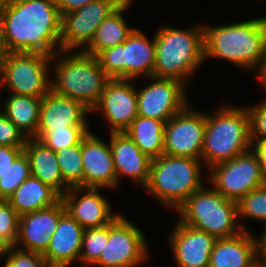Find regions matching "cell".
Returning a JSON list of instances; mask_svg holds the SVG:
<instances>
[{"mask_svg": "<svg viewBox=\"0 0 266 267\" xmlns=\"http://www.w3.org/2000/svg\"><path fill=\"white\" fill-rule=\"evenodd\" d=\"M2 91H3V89H2V87L0 85V95H2V93H1ZM3 104H4L3 100H2V102L0 100V115L3 113Z\"/></svg>", "mask_w": 266, "mask_h": 267, "instance_id": "cell-44", "label": "cell"}, {"mask_svg": "<svg viewBox=\"0 0 266 267\" xmlns=\"http://www.w3.org/2000/svg\"><path fill=\"white\" fill-rule=\"evenodd\" d=\"M189 103L172 116L164 129V154L201 160L206 130V111Z\"/></svg>", "mask_w": 266, "mask_h": 267, "instance_id": "cell-13", "label": "cell"}, {"mask_svg": "<svg viewBox=\"0 0 266 267\" xmlns=\"http://www.w3.org/2000/svg\"><path fill=\"white\" fill-rule=\"evenodd\" d=\"M92 130L82 139L83 187L117 191V176L109 139L104 141Z\"/></svg>", "mask_w": 266, "mask_h": 267, "instance_id": "cell-18", "label": "cell"}, {"mask_svg": "<svg viewBox=\"0 0 266 267\" xmlns=\"http://www.w3.org/2000/svg\"><path fill=\"white\" fill-rule=\"evenodd\" d=\"M51 72V90L81 102L90 111L111 79L96 56L81 51H58L51 57Z\"/></svg>", "mask_w": 266, "mask_h": 267, "instance_id": "cell-6", "label": "cell"}, {"mask_svg": "<svg viewBox=\"0 0 266 267\" xmlns=\"http://www.w3.org/2000/svg\"><path fill=\"white\" fill-rule=\"evenodd\" d=\"M167 234L176 267H209L210 254L217 240L211 234L185 225L177 218Z\"/></svg>", "mask_w": 266, "mask_h": 267, "instance_id": "cell-17", "label": "cell"}, {"mask_svg": "<svg viewBox=\"0 0 266 267\" xmlns=\"http://www.w3.org/2000/svg\"><path fill=\"white\" fill-rule=\"evenodd\" d=\"M109 143L117 176V189L125 176L140 189L148 181L152 159L125 132H110Z\"/></svg>", "mask_w": 266, "mask_h": 267, "instance_id": "cell-21", "label": "cell"}, {"mask_svg": "<svg viewBox=\"0 0 266 267\" xmlns=\"http://www.w3.org/2000/svg\"><path fill=\"white\" fill-rule=\"evenodd\" d=\"M19 215L7 200L0 198V246L15 247L18 237Z\"/></svg>", "mask_w": 266, "mask_h": 267, "instance_id": "cell-34", "label": "cell"}, {"mask_svg": "<svg viewBox=\"0 0 266 267\" xmlns=\"http://www.w3.org/2000/svg\"><path fill=\"white\" fill-rule=\"evenodd\" d=\"M91 130V127H66V129H49L39 140L54 152L78 144Z\"/></svg>", "mask_w": 266, "mask_h": 267, "instance_id": "cell-33", "label": "cell"}, {"mask_svg": "<svg viewBox=\"0 0 266 267\" xmlns=\"http://www.w3.org/2000/svg\"><path fill=\"white\" fill-rule=\"evenodd\" d=\"M109 239V224L84 230L79 263L82 267H92L101 256Z\"/></svg>", "mask_w": 266, "mask_h": 267, "instance_id": "cell-31", "label": "cell"}, {"mask_svg": "<svg viewBox=\"0 0 266 267\" xmlns=\"http://www.w3.org/2000/svg\"><path fill=\"white\" fill-rule=\"evenodd\" d=\"M2 251H3V248L0 246V259L4 260V259H2Z\"/></svg>", "mask_w": 266, "mask_h": 267, "instance_id": "cell-46", "label": "cell"}, {"mask_svg": "<svg viewBox=\"0 0 266 267\" xmlns=\"http://www.w3.org/2000/svg\"><path fill=\"white\" fill-rule=\"evenodd\" d=\"M63 180L70 187H83L82 140L56 152Z\"/></svg>", "mask_w": 266, "mask_h": 267, "instance_id": "cell-29", "label": "cell"}, {"mask_svg": "<svg viewBox=\"0 0 266 267\" xmlns=\"http://www.w3.org/2000/svg\"><path fill=\"white\" fill-rule=\"evenodd\" d=\"M27 137L7 116L0 115V145L24 148Z\"/></svg>", "mask_w": 266, "mask_h": 267, "instance_id": "cell-37", "label": "cell"}, {"mask_svg": "<svg viewBox=\"0 0 266 267\" xmlns=\"http://www.w3.org/2000/svg\"><path fill=\"white\" fill-rule=\"evenodd\" d=\"M175 213L180 222L216 239L230 238L243 231L237 202L225 198L209 183L193 192Z\"/></svg>", "mask_w": 266, "mask_h": 267, "instance_id": "cell-7", "label": "cell"}, {"mask_svg": "<svg viewBox=\"0 0 266 267\" xmlns=\"http://www.w3.org/2000/svg\"><path fill=\"white\" fill-rule=\"evenodd\" d=\"M204 60L231 63L258 75L266 60V16L218 25H203Z\"/></svg>", "mask_w": 266, "mask_h": 267, "instance_id": "cell-2", "label": "cell"}, {"mask_svg": "<svg viewBox=\"0 0 266 267\" xmlns=\"http://www.w3.org/2000/svg\"><path fill=\"white\" fill-rule=\"evenodd\" d=\"M62 16L56 0H12L0 10V53L60 51Z\"/></svg>", "mask_w": 266, "mask_h": 267, "instance_id": "cell-1", "label": "cell"}, {"mask_svg": "<svg viewBox=\"0 0 266 267\" xmlns=\"http://www.w3.org/2000/svg\"><path fill=\"white\" fill-rule=\"evenodd\" d=\"M204 167L202 160L163 153L152 159L148 181L141 190L162 207L176 212L193 192L207 182L208 171L204 173Z\"/></svg>", "mask_w": 266, "mask_h": 267, "instance_id": "cell-4", "label": "cell"}, {"mask_svg": "<svg viewBox=\"0 0 266 267\" xmlns=\"http://www.w3.org/2000/svg\"><path fill=\"white\" fill-rule=\"evenodd\" d=\"M238 218L240 226L243 231H250L247 229L245 223L241 220H251L262 222L266 225V184L256 188L249 194L241 198L238 202Z\"/></svg>", "mask_w": 266, "mask_h": 267, "instance_id": "cell-30", "label": "cell"}, {"mask_svg": "<svg viewBox=\"0 0 266 267\" xmlns=\"http://www.w3.org/2000/svg\"><path fill=\"white\" fill-rule=\"evenodd\" d=\"M93 0H56L61 16L89 4Z\"/></svg>", "mask_w": 266, "mask_h": 267, "instance_id": "cell-39", "label": "cell"}, {"mask_svg": "<svg viewBox=\"0 0 266 267\" xmlns=\"http://www.w3.org/2000/svg\"><path fill=\"white\" fill-rule=\"evenodd\" d=\"M144 82L147 85L137 86L139 116L167 122L191 102L188 87L180 80L148 77Z\"/></svg>", "mask_w": 266, "mask_h": 267, "instance_id": "cell-12", "label": "cell"}, {"mask_svg": "<svg viewBox=\"0 0 266 267\" xmlns=\"http://www.w3.org/2000/svg\"><path fill=\"white\" fill-rule=\"evenodd\" d=\"M24 151L30 162L32 176L50 186L61 197L71 188L63 180L56 152L37 138H28Z\"/></svg>", "mask_w": 266, "mask_h": 267, "instance_id": "cell-24", "label": "cell"}, {"mask_svg": "<svg viewBox=\"0 0 266 267\" xmlns=\"http://www.w3.org/2000/svg\"><path fill=\"white\" fill-rule=\"evenodd\" d=\"M90 115L91 111L81 102L59 95L50 89L42 97L37 139L49 129L91 127L88 121Z\"/></svg>", "mask_w": 266, "mask_h": 267, "instance_id": "cell-20", "label": "cell"}, {"mask_svg": "<svg viewBox=\"0 0 266 267\" xmlns=\"http://www.w3.org/2000/svg\"><path fill=\"white\" fill-rule=\"evenodd\" d=\"M250 119V138L266 139V95L253 105H246Z\"/></svg>", "mask_w": 266, "mask_h": 267, "instance_id": "cell-36", "label": "cell"}, {"mask_svg": "<svg viewBox=\"0 0 266 267\" xmlns=\"http://www.w3.org/2000/svg\"><path fill=\"white\" fill-rule=\"evenodd\" d=\"M24 148L0 145V175L13 163Z\"/></svg>", "mask_w": 266, "mask_h": 267, "instance_id": "cell-38", "label": "cell"}, {"mask_svg": "<svg viewBox=\"0 0 266 267\" xmlns=\"http://www.w3.org/2000/svg\"><path fill=\"white\" fill-rule=\"evenodd\" d=\"M121 4L120 0H93L62 15L60 51L82 52L90 44L96 29Z\"/></svg>", "mask_w": 266, "mask_h": 267, "instance_id": "cell-14", "label": "cell"}, {"mask_svg": "<svg viewBox=\"0 0 266 267\" xmlns=\"http://www.w3.org/2000/svg\"><path fill=\"white\" fill-rule=\"evenodd\" d=\"M155 55L154 34L149 37L135 28L123 44L101 51L96 58L111 79L140 81L153 77Z\"/></svg>", "mask_w": 266, "mask_h": 267, "instance_id": "cell-8", "label": "cell"}, {"mask_svg": "<svg viewBox=\"0 0 266 267\" xmlns=\"http://www.w3.org/2000/svg\"><path fill=\"white\" fill-rule=\"evenodd\" d=\"M31 176L30 162L23 150L0 175V198L7 200L12 193Z\"/></svg>", "mask_w": 266, "mask_h": 267, "instance_id": "cell-32", "label": "cell"}, {"mask_svg": "<svg viewBox=\"0 0 266 267\" xmlns=\"http://www.w3.org/2000/svg\"><path fill=\"white\" fill-rule=\"evenodd\" d=\"M144 230L125 214L109 223V239L92 267H142L151 259Z\"/></svg>", "mask_w": 266, "mask_h": 267, "instance_id": "cell-10", "label": "cell"}, {"mask_svg": "<svg viewBox=\"0 0 266 267\" xmlns=\"http://www.w3.org/2000/svg\"><path fill=\"white\" fill-rule=\"evenodd\" d=\"M51 57L37 52L0 53V85L7 93L43 97L50 89Z\"/></svg>", "mask_w": 266, "mask_h": 267, "instance_id": "cell-9", "label": "cell"}, {"mask_svg": "<svg viewBox=\"0 0 266 267\" xmlns=\"http://www.w3.org/2000/svg\"><path fill=\"white\" fill-rule=\"evenodd\" d=\"M3 113L27 138H37L42 97L6 93Z\"/></svg>", "mask_w": 266, "mask_h": 267, "instance_id": "cell-27", "label": "cell"}, {"mask_svg": "<svg viewBox=\"0 0 266 267\" xmlns=\"http://www.w3.org/2000/svg\"><path fill=\"white\" fill-rule=\"evenodd\" d=\"M257 264L255 235L252 231H242L215 241L209 267H254Z\"/></svg>", "mask_w": 266, "mask_h": 267, "instance_id": "cell-23", "label": "cell"}, {"mask_svg": "<svg viewBox=\"0 0 266 267\" xmlns=\"http://www.w3.org/2000/svg\"><path fill=\"white\" fill-rule=\"evenodd\" d=\"M165 121L137 116L124 131L151 159L164 153Z\"/></svg>", "mask_w": 266, "mask_h": 267, "instance_id": "cell-28", "label": "cell"}, {"mask_svg": "<svg viewBox=\"0 0 266 267\" xmlns=\"http://www.w3.org/2000/svg\"><path fill=\"white\" fill-rule=\"evenodd\" d=\"M256 76L257 77H255V79L257 80L256 82L259 86V89L263 91L262 93L265 92L264 94L266 95V60H265L262 70Z\"/></svg>", "mask_w": 266, "mask_h": 267, "instance_id": "cell-42", "label": "cell"}, {"mask_svg": "<svg viewBox=\"0 0 266 267\" xmlns=\"http://www.w3.org/2000/svg\"><path fill=\"white\" fill-rule=\"evenodd\" d=\"M102 191L103 188L71 187L61 197L66 211L84 229L103 227L121 213L114 211L108 194Z\"/></svg>", "mask_w": 266, "mask_h": 267, "instance_id": "cell-16", "label": "cell"}, {"mask_svg": "<svg viewBox=\"0 0 266 267\" xmlns=\"http://www.w3.org/2000/svg\"><path fill=\"white\" fill-rule=\"evenodd\" d=\"M251 142V149L257 155L262 171L266 176V139H251Z\"/></svg>", "mask_w": 266, "mask_h": 267, "instance_id": "cell-41", "label": "cell"}, {"mask_svg": "<svg viewBox=\"0 0 266 267\" xmlns=\"http://www.w3.org/2000/svg\"><path fill=\"white\" fill-rule=\"evenodd\" d=\"M231 104L223 101L216 105L218 107L213 112H206V130L201 156L206 171L251 149L247 108Z\"/></svg>", "mask_w": 266, "mask_h": 267, "instance_id": "cell-5", "label": "cell"}, {"mask_svg": "<svg viewBox=\"0 0 266 267\" xmlns=\"http://www.w3.org/2000/svg\"><path fill=\"white\" fill-rule=\"evenodd\" d=\"M137 80L110 79L92 115H101L110 132H124L138 116ZM136 85V86H135Z\"/></svg>", "mask_w": 266, "mask_h": 267, "instance_id": "cell-15", "label": "cell"}, {"mask_svg": "<svg viewBox=\"0 0 266 267\" xmlns=\"http://www.w3.org/2000/svg\"><path fill=\"white\" fill-rule=\"evenodd\" d=\"M84 230L66 211L60 217L49 247L43 254L47 264L50 267H71L72 264H78Z\"/></svg>", "mask_w": 266, "mask_h": 267, "instance_id": "cell-22", "label": "cell"}, {"mask_svg": "<svg viewBox=\"0 0 266 267\" xmlns=\"http://www.w3.org/2000/svg\"><path fill=\"white\" fill-rule=\"evenodd\" d=\"M207 181L225 198L238 202L266 184V176L257 155L250 149L234 159L214 165L208 170Z\"/></svg>", "mask_w": 266, "mask_h": 267, "instance_id": "cell-11", "label": "cell"}, {"mask_svg": "<svg viewBox=\"0 0 266 267\" xmlns=\"http://www.w3.org/2000/svg\"><path fill=\"white\" fill-rule=\"evenodd\" d=\"M12 0H0V10L4 8L8 3H10Z\"/></svg>", "mask_w": 266, "mask_h": 267, "instance_id": "cell-43", "label": "cell"}, {"mask_svg": "<svg viewBox=\"0 0 266 267\" xmlns=\"http://www.w3.org/2000/svg\"><path fill=\"white\" fill-rule=\"evenodd\" d=\"M257 244V261L258 264L266 267V225L262 229V232L255 233Z\"/></svg>", "mask_w": 266, "mask_h": 267, "instance_id": "cell-40", "label": "cell"}, {"mask_svg": "<svg viewBox=\"0 0 266 267\" xmlns=\"http://www.w3.org/2000/svg\"><path fill=\"white\" fill-rule=\"evenodd\" d=\"M135 2L122 3L96 29L90 44L82 51L97 56L101 51L123 44L135 27L126 20V12ZM125 14V15H124ZM129 25V26H128Z\"/></svg>", "mask_w": 266, "mask_h": 267, "instance_id": "cell-25", "label": "cell"}, {"mask_svg": "<svg viewBox=\"0 0 266 267\" xmlns=\"http://www.w3.org/2000/svg\"><path fill=\"white\" fill-rule=\"evenodd\" d=\"M61 196L34 176L28 177L7 199L11 207L22 216L54 205Z\"/></svg>", "mask_w": 266, "mask_h": 267, "instance_id": "cell-26", "label": "cell"}, {"mask_svg": "<svg viewBox=\"0 0 266 267\" xmlns=\"http://www.w3.org/2000/svg\"><path fill=\"white\" fill-rule=\"evenodd\" d=\"M254 267H265V266L260 265V264H257V265H255Z\"/></svg>", "mask_w": 266, "mask_h": 267, "instance_id": "cell-47", "label": "cell"}, {"mask_svg": "<svg viewBox=\"0 0 266 267\" xmlns=\"http://www.w3.org/2000/svg\"><path fill=\"white\" fill-rule=\"evenodd\" d=\"M65 212V205L60 199L54 205L20 216L15 247L44 254L49 247L52 234L57 229L60 217Z\"/></svg>", "mask_w": 266, "mask_h": 267, "instance_id": "cell-19", "label": "cell"}, {"mask_svg": "<svg viewBox=\"0 0 266 267\" xmlns=\"http://www.w3.org/2000/svg\"><path fill=\"white\" fill-rule=\"evenodd\" d=\"M156 55L153 77L174 78L188 86L205 63L203 24L179 29L160 25L154 33Z\"/></svg>", "mask_w": 266, "mask_h": 267, "instance_id": "cell-3", "label": "cell"}, {"mask_svg": "<svg viewBox=\"0 0 266 267\" xmlns=\"http://www.w3.org/2000/svg\"><path fill=\"white\" fill-rule=\"evenodd\" d=\"M2 258L5 259L3 267H50L43 254L21 250L16 247L4 248Z\"/></svg>", "mask_w": 266, "mask_h": 267, "instance_id": "cell-35", "label": "cell"}, {"mask_svg": "<svg viewBox=\"0 0 266 267\" xmlns=\"http://www.w3.org/2000/svg\"><path fill=\"white\" fill-rule=\"evenodd\" d=\"M122 3L135 2L134 0H120Z\"/></svg>", "mask_w": 266, "mask_h": 267, "instance_id": "cell-45", "label": "cell"}]
</instances>
